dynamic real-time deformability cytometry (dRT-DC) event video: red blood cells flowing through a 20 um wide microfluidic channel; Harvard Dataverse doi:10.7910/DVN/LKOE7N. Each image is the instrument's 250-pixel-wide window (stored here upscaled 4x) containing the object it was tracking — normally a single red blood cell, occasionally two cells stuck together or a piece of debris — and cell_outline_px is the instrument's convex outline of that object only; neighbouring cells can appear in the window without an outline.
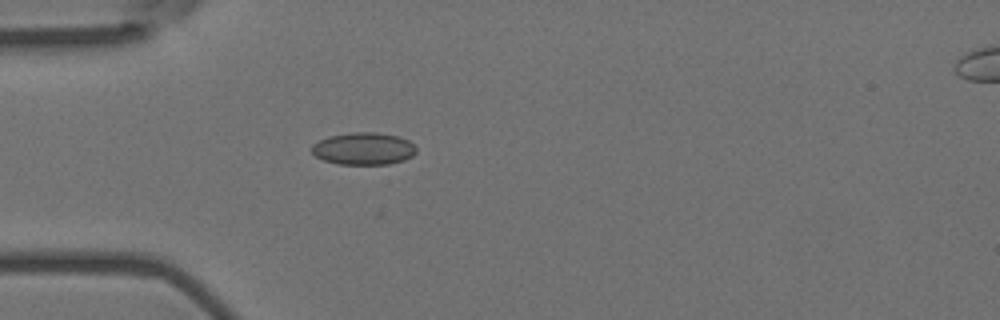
{"species": "Egyptian fruit bat (a non-hibernating species)", "species_latin": "Rousettus aegyptiacus", "temperature_condition": "room temperature", "stored_images_in_passage": 41, "camera_frame_rate_fps": 3000, "um_per_image_px": 0.085, "animal": {"sex": "female"}, "frame": {"image": 1, "passage_image": 1, "time_ms": 0.0, "image_size_px": [1000, 320], "cell_outline_px": [[416, 152], [412, 156], [404, 160], [388, 164], [340, 164], [324, 160], [316, 156], [312, 152], [312, 144], [328, 136], [352, 132], [376, 132], [400, 136], [408, 140], [416, 148]], "centroid_in_image_um": [30.92, 12.62], "position_along_channel_um": 54.1, "area_um2": 19.65}}
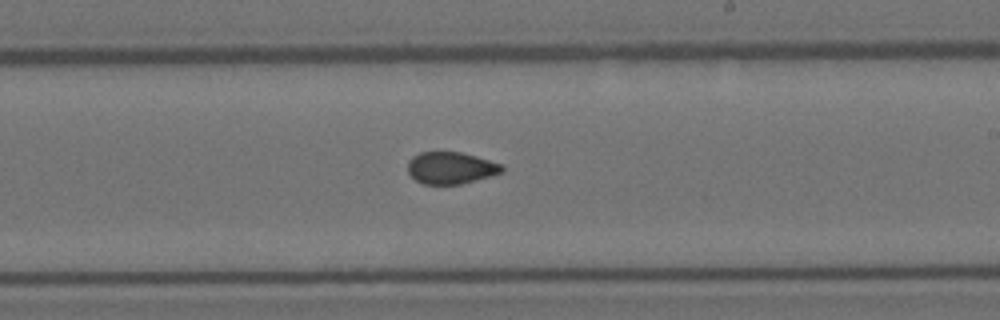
{"frame": {"image": 2, "passage_image": 18, "time_ms": 5.667, "image_size_px": [1000, 320], "cell_outline_px": [[504, 172], [492, 176], [460, 184], [424, 184], [416, 180], [408, 172], [408, 160], [412, 156], [420, 152], [460, 152], [476, 156], [504, 164]], "centroid_in_image_um": [38.35, 14.27], "position_along_channel_um": 250.6, "area_um2": 17.69}}
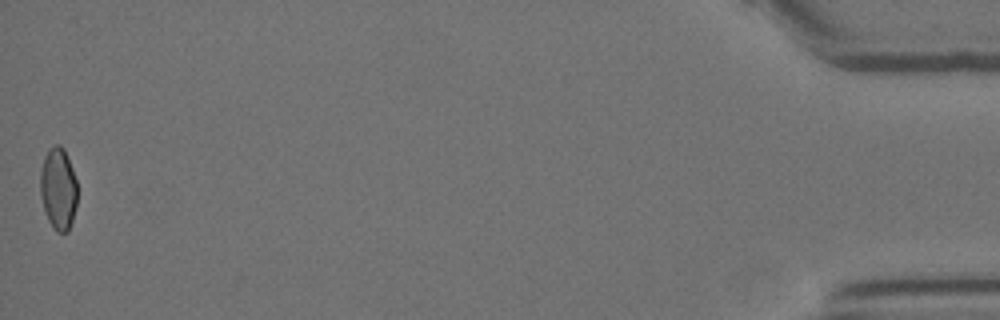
{"frame": {"image": 3, "passage_image": 41, "time_ms": 13.333, "image_size_px": [1000, 320], "cell_outline_px": [[76, 208], [68, 232], [56, 232], [48, 220], [44, 208], [40, 192], [40, 172], [44, 156], [48, 148], [56, 144], [60, 144], [64, 148], [72, 168], [76, 180]], "centroid_in_image_um": [4.95, 16.02], "position_along_channel_um": 430.3, "area_um2": 17.74}, "authors_computed_cell_mechanics": {"area_um2": 18.2648, "velocity_mm_per_s": 3.5922, "shape_relaxation_time_tau1_ms": null, "shape_relaxation_time_tau2_ms": 1.5456, "deformation_change_tau1": null, "deformation_change_tau2": 0.0489}}